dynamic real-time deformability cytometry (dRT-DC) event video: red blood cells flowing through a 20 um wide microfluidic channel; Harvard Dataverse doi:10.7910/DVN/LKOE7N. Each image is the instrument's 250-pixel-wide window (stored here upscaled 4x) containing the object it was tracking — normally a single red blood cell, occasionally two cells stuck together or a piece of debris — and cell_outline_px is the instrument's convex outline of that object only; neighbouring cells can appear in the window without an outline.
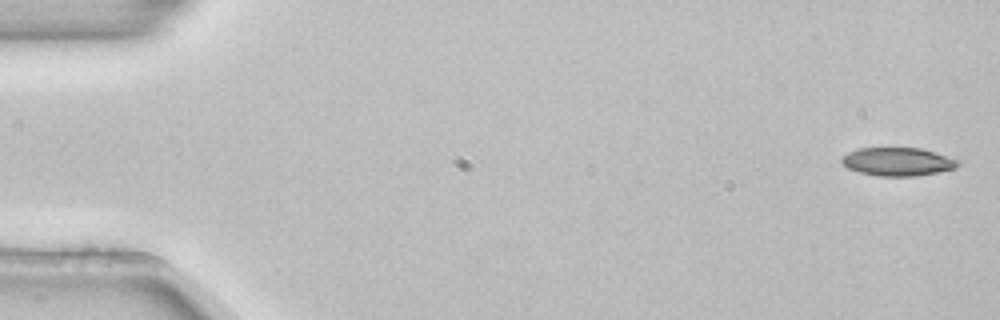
{"species": "common noctule bat (a hibernating species)", "species_latin": "Nyctalus noctula", "temperature_condition": "room temperature", "stored_images_in_passage": 4, "camera_frame_rate_fps": 3000, "um_per_image_px": 0.085, "animal": {"sex": "female", "body_mass_g": 22.7, "forearm_length_mm": 54.2}, "frame": {"image": 1, "passage_image": 1, "time_ms": 0.0, "image_size_px": [1000, 320], "cell_outline_px": [[960, 164], [956, 168], [940, 172], [916, 176], [876, 176], [860, 172], [848, 168], [840, 160], [840, 156], [848, 152], [860, 148], [920, 148], [960, 160]], "centroid_in_image_um": [76.31, 13.75], "position_along_channel_um": 8.7, "area_um2": 19.25}}
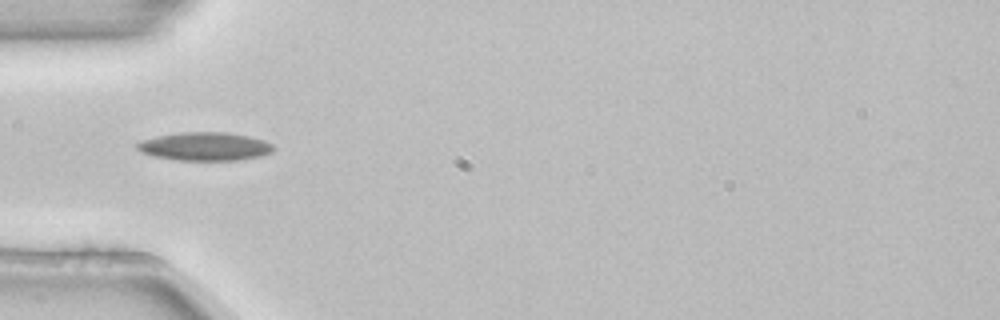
{"frame": {"image": 2, "passage_image": 4, "time_ms": 1.0, "image_size_px": [1000, 320], "cell_outline_px": [[272, 152], [260, 156], [236, 160], [180, 160], [152, 156], [140, 152], [136, 148], [136, 144], [140, 140], [156, 136], [180, 132], [228, 132], [248, 136], [264, 140], [272, 144]], "centroid_in_image_um": [17.36, 12.44], "position_along_channel_um": 67.6, "area_um2": 22.54}}